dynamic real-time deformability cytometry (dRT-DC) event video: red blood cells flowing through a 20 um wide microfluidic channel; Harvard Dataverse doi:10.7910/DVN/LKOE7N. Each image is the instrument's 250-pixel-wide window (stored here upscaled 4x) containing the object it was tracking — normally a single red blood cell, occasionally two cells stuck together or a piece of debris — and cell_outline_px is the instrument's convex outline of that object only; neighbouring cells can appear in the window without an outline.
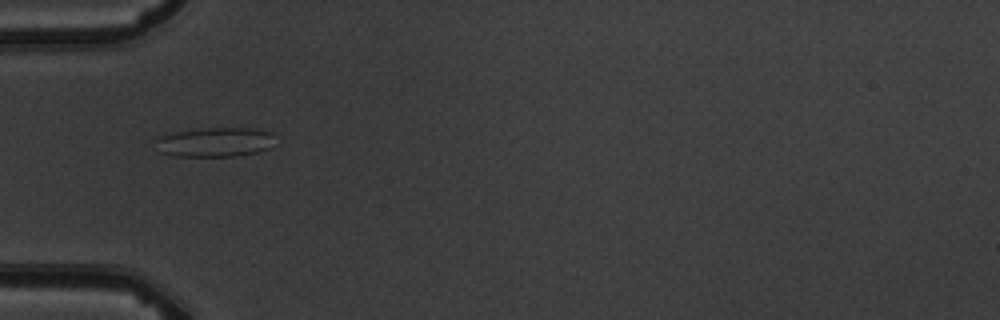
{"species": "common noctule bat (a hibernating species)", "species_latin": "Nyctalus noctula", "temperature_condition": "warm", "stored_images_in_passage": 9, "camera_frame_rate_fps": 3000, "um_per_image_px": 0.085, "animal": {"sex": "male", "body_mass_g": 19.5, "forearm_length_mm": 54.6}, "frame": {"image": 1, "passage_image": 6, "time_ms": 5.667, "image_size_px": [1000, 320], "cell_outline_px": [[268, 148], [256, 152], [236, 156], [176, 156], [160, 152], [156, 140], [156, 136], [164, 132], [204, 128], [252, 128], [268, 132]], "centroid_in_image_um": [18.09, 12.07], "position_along_channel_um": 66.9, "area_um2": 20.17}}
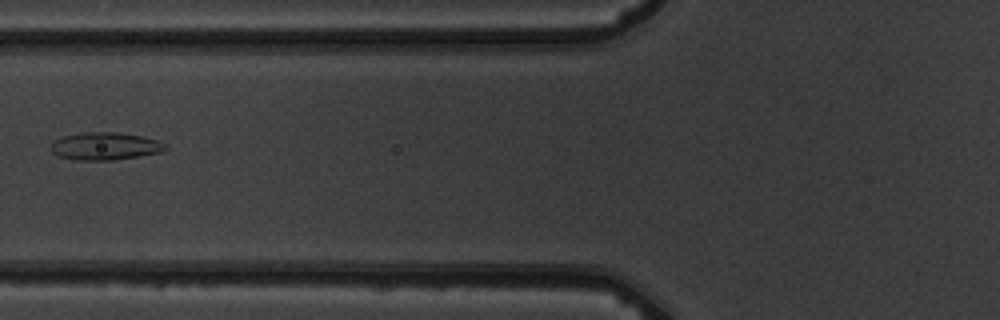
{"frame": {"image": 2, "passage_image": 7, "time_ms": 7.0, "image_size_px": [1000, 320], "cell_outline_px": [[168, 148], [160, 152], [112, 160], [76, 160], [60, 156], [52, 152], [52, 140], [64, 136], [84, 132], [112, 132], [140, 136], [156, 140], [164, 144]], "centroid_in_image_um": [8.89, 12.42], "position_along_channel_um": 116.9, "area_um2": 18.03}}
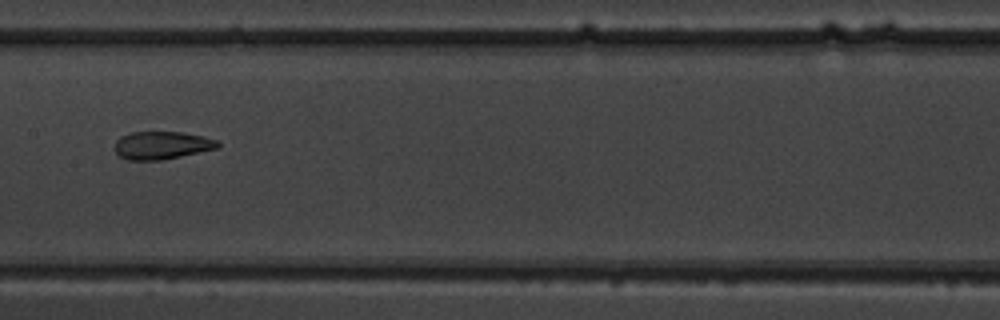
{"frame": {"image": 3, "passage_image": 9, "time_ms": 9.0, "image_size_px": [1000, 320], "cell_outline_px": [[220, 148], [160, 160], [128, 160], [120, 156], [112, 148], [116, 140], [120, 136], [132, 132], [184, 132], [204, 136], [216, 140], [220, 144]], "centroid_in_image_um": [13.74, 12.34], "position_along_channel_um": 193.7, "area_um2": 16.88}}